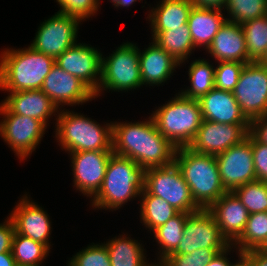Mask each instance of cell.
<instances>
[{
	"label": "cell",
	"instance_id": "obj_1",
	"mask_svg": "<svg viewBox=\"0 0 267 266\" xmlns=\"http://www.w3.org/2000/svg\"><path fill=\"white\" fill-rule=\"evenodd\" d=\"M148 119L112 122L113 153L130 158L145 169L173 164L177 147L157 130L151 116Z\"/></svg>",
	"mask_w": 267,
	"mask_h": 266
},
{
	"label": "cell",
	"instance_id": "obj_2",
	"mask_svg": "<svg viewBox=\"0 0 267 266\" xmlns=\"http://www.w3.org/2000/svg\"><path fill=\"white\" fill-rule=\"evenodd\" d=\"M54 64L53 57L31 46L18 50L7 48L0 55V90L10 93L40 90Z\"/></svg>",
	"mask_w": 267,
	"mask_h": 266
},
{
	"label": "cell",
	"instance_id": "obj_3",
	"mask_svg": "<svg viewBox=\"0 0 267 266\" xmlns=\"http://www.w3.org/2000/svg\"><path fill=\"white\" fill-rule=\"evenodd\" d=\"M146 169L130 158L112 154L98 192L92 198L93 208L118 210L145 189Z\"/></svg>",
	"mask_w": 267,
	"mask_h": 266
},
{
	"label": "cell",
	"instance_id": "obj_4",
	"mask_svg": "<svg viewBox=\"0 0 267 266\" xmlns=\"http://www.w3.org/2000/svg\"><path fill=\"white\" fill-rule=\"evenodd\" d=\"M174 163L190 187L193 200L201 209H208L227 192L222 186L215 156L179 147Z\"/></svg>",
	"mask_w": 267,
	"mask_h": 266
},
{
	"label": "cell",
	"instance_id": "obj_5",
	"mask_svg": "<svg viewBox=\"0 0 267 266\" xmlns=\"http://www.w3.org/2000/svg\"><path fill=\"white\" fill-rule=\"evenodd\" d=\"M55 137L68 153L112 151V122L102 127L80 113L62 110L57 113Z\"/></svg>",
	"mask_w": 267,
	"mask_h": 266
},
{
	"label": "cell",
	"instance_id": "obj_6",
	"mask_svg": "<svg viewBox=\"0 0 267 266\" xmlns=\"http://www.w3.org/2000/svg\"><path fill=\"white\" fill-rule=\"evenodd\" d=\"M151 117L157 130L177 148L189 146L203 121L199 100L180 93L155 110Z\"/></svg>",
	"mask_w": 267,
	"mask_h": 266
},
{
	"label": "cell",
	"instance_id": "obj_7",
	"mask_svg": "<svg viewBox=\"0 0 267 266\" xmlns=\"http://www.w3.org/2000/svg\"><path fill=\"white\" fill-rule=\"evenodd\" d=\"M141 86L139 48L136 44L126 42L109 54V57L102 55L101 80L95 98L100 96L103 89L120 92Z\"/></svg>",
	"mask_w": 267,
	"mask_h": 266
},
{
	"label": "cell",
	"instance_id": "obj_8",
	"mask_svg": "<svg viewBox=\"0 0 267 266\" xmlns=\"http://www.w3.org/2000/svg\"><path fill=\"white\" fill-rule=\"evenodd\" d=\"M144 190L161 197L179 212L191 214L201 210L175 163L146 169Z\"/></svg>",
	"mask_w": 267,
	"mask_h": 266
},
{
	"label": "cell",
	"instance_id": "obj_9",
	"mask_svg": "<svg viewBox=\"0 0 267 266\" xmlns=\"http://www.w3.org/2000/svg\"><path fill=\"white\" fill-rule=\"evenodd\" d=\"M232 93L250 122L266 115L267 66L256 61L245 64Z\"/></svg>",
	"mask_w": 267,
	"mask_h": 266
},
{
	"label": "cell",
	"instance_id": "obj_10",
	"mask_svg": "<svg viewBox=\"0 0 267 266\" xmlns=\"http://www.w3.org/2000/svg\"><path fill=\"white\" fill-rule=\"evenodd\" d=\"M0 115L4 118L0 121V136L20 161L24 160L39 145L47 127L38 119L10 112L1 103Z\"/></svg>",
	"mask_w": 267,
	"mask_h": 266
},
{
	"label": "cell",
	"instance_id": "obj_11",
	"mask_svg": "<svg viewBox=\"0 0 267 266\" xmlns=\"http://www.w3.org/2000/svg\"><path fill=\"white\" fill-rule=\"evenodd\" d=\"M230 245L213 215L207 209H201L187 217L181 241L171 255L190 254L201 248L226 249Z\"/></svg>",
	"mask_w": 267,
	"mask_h": 266
},
{
	"label": "cell",
	"instance_id": "obj_12",
	"mask_svg": "<svg viewBox=\"0 0 267 266\" xmlns=\"http://www.w3.org/2000/svg\"><path fill=\"white\" fill-rule=\"evenodd\" d=\"M215 157L222 186L227 192L256 181L250 132L239 144L233 145Z\"/></svg>",
	"mask_w": 267,
	"mask_h": 266
},
{
	"label": "cell",
	"instance_id": "obj_13",
	"mask_svg": "<svg viewBox=\"0 0 267 266\" xmlns=\"http://www.w3.org/2000/svg\"><path fill=\"white\" fill-rule=\"evenodd\" d=\"M79 22L81 23V20L77 17L56 12L40 24L29 46L56 59L66 49L77 43Z\"/></svg>",
	"mask_w": 267,
	"mask_h": 266
},
{
	"label": "cell",
	"instance_id": "obj_14",
	"mask_svg": "<svg viewBox=\"0 0 267 266\" xmlns=\"http://www.w3.org/2000/svg\"><path fill=\"white\" fill-rule=\"evenodd\" d=\"M55 64L77 77L94 94L101 80L102 53L86 43H76L55 59Z\"/></svg>",
	"mask_w": 267,
	"mask_h": 266
},
{
	"label": "cell",
	"instance_id": "obj_15",
	"mask_svg": "<svg viewBox=\"0 0 267 266\" xmlns=\"http://www.w3.org/2000/svg\"><path fill=\"white\" fill-rule=\"evenodd\" d=\"M250 131V125H235L203 120L194 139L191 150L217 156L233 145L239 144Z\"/></svg>",
	"mask_w": 267,
	"mask_h": 266
},
{
	"label": "cell",
	"instance_id": "obj_16",
	"mask_svg": "<svg viewBox=\"0 0 267 266\" xmlns=\"http://www.w3.org/2000/svg\"><path fill=\"white\" fill-rule=\"evenodd\" d=\"M74 186L88 197L100 189L113 151L71 152Z\"/></svg>",
	"mask_w": 267,
	"mask_h": 266
},
{
	"label": "cell",
	"instance_id": "obj_17",
	"mask_svg": "<svg viewBox=\"0 0 267 266\" xmlns=\"http://www.w3.org/2000/svg\"><path fill=\"white\" fill-rule=\"evenodd\" d=\"M41 90L59 110L60 105L74 106L95 99L94 93L77 77L54 64L44 79Z\"/></svg>",
	"mask_w": 267,
	"mask_h": 266
},
{
	"label": "cell",
	"instance_id": "obj_18",
	"mask_svg": "<svg viewBox=\"0 0 267 266\" xmlns=\"http://www.w3.org/2000/svg\"><path fill=\"white\" fill-rule=\"evenodd\" d=\"M23 196L10 214L15 232L44 244L50 250V217L40 205Z\"/></svg>",
	"mask_w": 267,
	"mask_h": 266
},
{
	"label": "cell",
	"instance_id": "obj_19",
	"mask_svg": "<svg viewBox=\"0 0 267 266\" xmlns=\"http://www.w3.org/2000/svg\"><path fill=\"white\" fill-rule=\"evenodd\" d=\"M221 234L232 244L243 232L249 213L233 192H226L207 209Z\"/></svg>",
	"mask_w": 267,
	"mask_h": 266
},
{
	"label": "cell",
	"instance_id": "obj_20",
	"mask_svg": "<svg viewBox=\"0 0 267 266\" xmlns=\"http://www.w3.org/2000/svg\"><path fill=\"white\" fill-rule=\"evenodd\" d=\"M206 51L218 62H251L241 24L229 20L218 30Z\"/></svg>",
	"mask_w": 267,
	"mask_h": 266
},
{
	"label": "cell",
	"instance_id": "obj_21",
	"mask_svg": "<svg viewBox=\"0 0 267 266\" xmlns=\"http://www.w3.org/2000/svg\"><path fill=\"white\" fill-rule=\"evenodd\" d=\"M203 120L250 125L231 91L213 88L199 99Z\"/></svg>",
	"mask_w": 267,
	"mask_h": 266
},
{
	"label": "cell",
	"instance_id": "obj_22",
	"mask_svg": "<svg viewBox=\"0 0 267 266\" xmlns=\"http://www.w3.org/2000/svg\"><path fill=\"white\" fill-rule=\"evenodd\" d=\"M2 104L10 112L38 119L46 127L48 119L59 112L57 106L41 89L12 92Z\"/></svg>",
	"mask_w": 267,
	"mask_h": 266
},
{
	"label": "cell",
	"instance_id": "obj_23",
	"mask_svg": "<svg viewBox=\"0 0 267 266\" xmlns=\"http://www.w3.org/2000/svg\"><path fill=\"white\" fill-rule=\"evenodd\" d=\"M143 51L139 49L142 85L160 86L170 79L175 68H178L177 66L180 67L179 62L154 42H151L149 47Z\"/></svg>",
	"mask_w": 267,
	"mask_h": 266
},
{
	"label": "cell",
	"instance_id": "obj_24",
	"mask_svg": "<svg viewBox=\"0 0 267 266\" xmlns=\"http://www.w3.org/2000/svg\"><path fill=\"white\" fill-rule=\"evenodd\" d=\"M222 10L193 6L188 17V26L194 47L207 49L218 30L227 20Z\"/></svg>",
	"mask_w": 267,
	"mask_h": 266
},
{
	"label": "cell",
	"instance_id": "obj_25",
	"mask_svg": "<svg viewBox=\"0 0 267 266\" xmlns=\"http://www.w3.org/2000/svg\"><path fill=\"white\" fill-rule=\"evenodd\" d=\"M193 6L190 0H162L148 14L151 31H166L186 25Z\"/></svg>",
	"mask_w": 267,
	"mask_h": 266
},
{
	"label": "cell",
	"instance_id": "obj_26",
	"mask_svg": "<svg viewBox=\"0 0 267 266\" xmlns=\"http://www.w3.org/2000/svg\"><path fill=\"white\" fill-rule=\"evenodd\" d=\"M152 40L180 64L195 49L188 24L166 31H152Z\"/></svg>",
	"mask_w": 267,
	"mask_h": 266
},
{
	"label": "cell",
	"instance_id": "obj_27",
	"mask_svg": "<svg viewBox=\"0 0 267 266\" xmlns=\"http://www.w3.org/2000/svg\"><path fill=\"white\" fill-rule=\"evenodd\" d=\"M125 236L121 235L104 243L107 247L111 266H149L150 263L148 264V261L145 260V249L138 240Z\"/></svg>",
	"mask_w": 267,
	"mask_h": 266
},
{
	"label": "cell",
	"instance_id": "obj_28",
	"mask_svg": "<svg viewBox=\"0 0 267 266\" xmlns=\"http://www.w3.org/2000/svg\"><path fill=\"white\" fill-rule=\"evenodd\" d=\"M140 203V221L151 232L168 222L179 212L161 197L148 194L145 190L141 191Z\"/></svg>",
	"mask_w": 267,
	"mask_h": 266
},
{
	"label": "cell",
	"instance_id": "obj_29",
	"mask_svg": "<svg viewBox=\"0 0 267 266\" xmlns=\"http://www.w3.org/2000/svg\"><path fill=\"white\" fill-rule=\"evenodd\" d=\"M191 87L179 92L189 99H200L215 87V67L204 59H196L188 70Z\"/></svg>",
	"mask_w": 267,
	"mask_h": 266
},
{
	"label": "cell",
	"instance_id": "obj_30",
	"mask_svg": "<svg viewBox=\"0 0 267 266\" xmlns=\"http://www.w3.org/2000/svg\"><path fill=\"white\" fill-rule=\"evenodd\" d=\"M189 213L178 212L168 222L156 228L154 238L160 249L159 262L171 255L178 247L184 233V226Z\"/></svg>",
	"mask_w": 267,
	"mask_h": 266
},
{
	"label": "cell",
	"instance_id": "obj_31",
	"mask_svg": "<svg viewBox=\"0 0 267 266\" xmlns=\"http://www.w3.org/2000/svg\"><path fill=\"white\" fill-rule=\"evenodd\" d=\"M12 254L17 266H40L49 254V249L44 244L15 232Z\"/></svg>",
	"mask_w": 267,
	"mask_h": 266
},
{
	"label": "cell",
	"instance_id": "obj_32",
	"mask_svg": "<svg viewBox=\"0 0 267 266\" xmlns=\"http://www.w3.org/2000/svg\"><path fill=\"white\" fill-rule=\"evenodd\" d=\"M266 237L267 211L251 213L242 234L232 243V246L237 251L257 249L265 241Z\"/></svg>",
	"mask_w": 267,
	"mask_h": 266
},
{
	"label": "cell",
	"instance_id": "obj_33",
	"mask_svg": "<svg viewBox=\"0 0 267 266\" xmlns=\"http://www.w3.org/2000/svg\"><path fill=\"white\" fill-rule=\"evenodd\" d=\"M241 26L245 34L249 60L258 62L267 49V15L246 21Z\"/></svg>",
	"mask_w": 267,
	"mask_h": 266
},
{
	"label": "cell",
	"instance_id": "obj_34",
	"mask_svg": "<svg viewBox=\"0 0 267 266\" xmlns=\"http://www.w3.org/2000/svg\"><path fill=\"white\" fill-rule=\"evenodd\" d=\"M229 21L242 24L246 21L267 15V0H227L226 7Z\"/></svg>",
	"mask_w": 267,
	"mask_h": 266
},
{
	"label": "cell",
	"instance_id": "obj_35",
	"mask_svg": "<svg viewBox=\"0 0 267 266\" xmlns=\"http://www.w3.org/2000/svg\"><path fill=\"white\" fill-rule=\"evenodd\" d=\"M249 214L267 211V183L253 181L237 187L232 191Z\"/></svg>",
	"mask_w": 267,
	"mask_h": 266
},
{
	"label": "cell",
	"instance_id": "obj_36",
	"mask_svg": "<svg viewBox=\"0 0 267 266\" xmlns=\"http://www.w3.org/2000/svg\"><path fill=\"white\" fill-rule=\"evenodd\" d=\"M67 266H111L105 244H91L79 251Z\"/></svg>",
	"mask_w": 267,
	"mask_h": 266
},
{
	"label": "cell",
	"instance_id": "obj_37",
	"mask_svg": "<svg viewBox=\"0 0 267 266\" xmlns=\"http://www.w3.org/2000/svg\"><path fill=\"white\" fill-rule=\"evenodd\" d=\"M225 249H197L190 254L169 255L162 262L166 266H206L215 256Z\"/></svg>",
	"mask_w": 267,
	"mask_h": 266
},
{
	"label": "cell",
	"instance_id": "obj_38",
	"mask_svg": "<svg viewBox=\"0 0 267 266\" xmlns=\"http://www.w3.org/2000/svg\"><path fill=\"white\" fill-rule=\"evenodd\" d=\"M245 64L242 62H218V66L215 68V88L232 92Z\"/></svg>",
	"mask_w": 267,
	"mask_h": 266
},
{
	"label": "cell",
	"instance_id": "obj_39",
	"mask_svg": "<svg viewBox=\"0 0 267 266\" xmlns=\"http://www.w3.org/2000/svg\"><path fill=\"white\" fill-rule=\"evenodd\" d=\"M60 5L59 13L79 18L81 21L98 11L100 0H56Z\"/></svg>",
	"mask_w": 267,
	"mask_h": 266
},
{
	"label": "cell",
	"instance_id": "obj_40",
	"mask_svg": "<svg viewBox=\"0 0 267 266\" xmlns=\"http://www.w3.org/2000/svg\"><path fill=\"white\" fill-rule=\"evenodd\" d=\"M252 153L256 180L267 183V145L252 135Z\"/></svg>",
	"mask_w": 267,
	"mask_h": 266
},
{
	"label": "cell",
	"instance_id": "obj_41",
	"mask_svg": "<svg viewBox=\"0 0 267 266\" xmlns=\"http://www.w3.org/2000/svg\"><path fill=\"white\" fill-rule=\"evenodd\" d=\"M15 233L14 224L10 217L0 224V253L12 252V239Z\"/></svg>",
	"mask_w": 267,
	"mask_h": 266
},
{
	"label": "cell",
	"instance_id": "obj_42",
	"mask_svg": "<svg viewBox=\"0 0 267 266\" xmlns=\"http://www.w3.org/2000/svg\"><path fill=\"white\" fill-rule=\"evenodd\" d=\"M259 142L267 145V114L250 123L249 131Z\"/></svg>",
	"mask_w": 267,
	"mask_h": 266
},
{
	"label": "cell",
	"instance_id": "obj_43",
	"mask_svg": "<svg viewBox=\"0 0 267 266\" xmlns=\"http://www.w3.org/2000/svg\"><path fill=\"white\" fill-rule=\"evenodd\" d=\"M194 6L200 8L222 10L226 7L227 0H190Z\"/></svg>",
	"mask_w": 267,
	"mask_h": 266
},
{
	"label": "cell",
	"instance_id": "obj_44",
	"mask_svg": "<svg viewBox=\"0 0 267 266\" xmlns=\"http://www.w3.org/2000/svg\"><path fill=\"white\" fill-rule=\"evenodd\" d=\"M233 249L232 244L225 250L219 252L215 258L209 261L206 266H231L232 262L227 259V255ZM228 253V254H227Z\"/></svg>",
	"mask_w": 267,
	"mask_h": 266
},
{
	"label": "cell",
	"instance_id": "obj_45",
	"mask_svg": "<svg viewBox=\"0 0 267 266\" xmlns=\"http://www.w3.org/2000/svg\"><path fill=\"white\" fill-rule=\"evenodd\" d=\"M252 259L254 266H267V253L258 249L245 251Z\"/></svg>",
	"mask_w": 267,
	"mask_h": 266
},
{
	"label": "cell",
	"instance_id": "obj_46",
	"mask_svg": "<svg viewBox=\"0 0 267 266\" xmlns=\"http://www.w3.org/2000/svg\"><path fill=\"white\" fill-rule=\"evenodd\" d=\"M239 260L231 266H254L253 259L245 252L238 250Z\"/></svg>",
	"mask_w": 267,
	"mask_h": 266
},
{
	"label": "cell",
	"instance_id": "obj_47",
	"mask_svg": "<svg viewBox=\"0 0 267 266\" xmlns=\"http://www.w3.org/2000/svg\"><path fill=\"white\" fill-rule=\"evenodd\" d=\"M0 266H17L12 252L0 253Z\"/></svg>",
	"mask_w": 267,
	"mask_h": 266
},
{
	"label": "cell",
	"instance_id": "obj_48",
	"mask_svg": "<svg viewBox=\"0 0 267 266\" xmlns=\"http://www.w3.org/2000/svg\"><path fill=\"white\" fill-rule=\"evenodd\" d=\"M137 0H111V3H114L113 5L117 7H129Z\"/></svg>",
	"mask_w": 267,
	"mask_h": 266
},
{
	"label": "cell",
	"instance_id": "obj_49",
	"mask_svg": "<svg viewBox=\"0 0 267 266\" xmlns=\"http://www.w3.org/2000/svg\"><path fill=\"white\" fill-rule=\"evenodd\" d=\"M261 252L267 253V237L265 241L257 248Z\"/></svg>",
	"mask_w": 267,
	"mask_h": 266
},
{
	"label": "cell",
	"instance_id": "obj_50",
	"mask_svg": "<svg viewBox=\"0 0 267 266\" xmlns=\"http://www.w3.org/2000/svg\"><path fill=\"white\" fill-rule=\"evenodd\" d=\"M258 62H260L261 64H265L267 66V49L264 53V56Z\"/></svg>",
	"mask_w": 267,
	"mask_h": 266
},
{
	"label": "cell",
	"instance_id": "obj_51",
	"mask_svg": "<svg viewBox=\"0 0 267 266\" xmlns=\"http://www.w3.org/2000/svg\"><path fill=\"white\" fill-rule=\"evenodd\" d=\"M159 263V264H158ZM157 264L151 263L149 266H166L163 262H158Z\"/></svg>",
	"mask_w": 267,
	"mask_h": 266
}]
</instances>
